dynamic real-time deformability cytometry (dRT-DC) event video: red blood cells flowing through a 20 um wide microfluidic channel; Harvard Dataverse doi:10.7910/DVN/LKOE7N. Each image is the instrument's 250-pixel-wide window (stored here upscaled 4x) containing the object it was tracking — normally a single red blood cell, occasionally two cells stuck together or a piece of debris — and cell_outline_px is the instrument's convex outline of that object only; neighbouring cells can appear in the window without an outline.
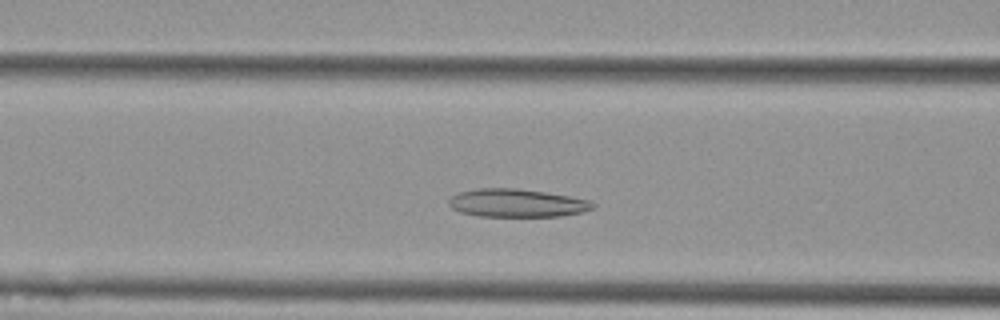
{"species": "Egyptian fruit bat (a non-hibernating species)", "species_latin": "Rousettus aegyptiacus", "temperature_condition": "cold", "stored_images_in_passage": 39, "segment_of_instrument_passage": [1, 2], "camera_frame_rate_fps": 3000, "um_per_image_px": 0.085, "animal": {"sex": "female"}, "frame": {"image": 1, "passage_image": 9, "time_ms": 2.667, "image_size_px": [1000, 320], "cell_outline_px": [[596, 208], [584, 212], [560, 216], [476, 216], [460, 212], [452, 208], [448, 204], [448, 200], [452, 196], [460, 192], [476, 188], [516, 188], [544, 192], [568, 196], [588, 200], [596, 204]], "centroid_in_image_um": [43.93, 17.26], "position_along_channel_um": 122.7, "area_um2": 23.64}}
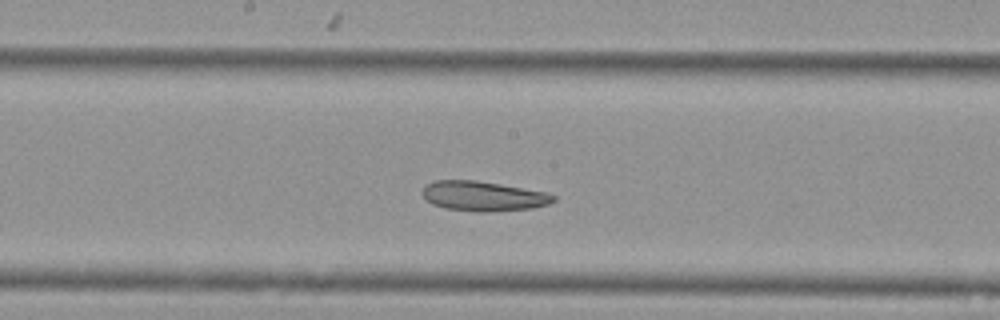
{"frame": {"image": 2, "passage_image": 16, "time_ms": 5.0, "image_size_px": [1000, 320], "cell_outline_px": [[556, 200], [548, 204], [532, 208], [484, 212], [476, 212], [444, 208], [432, 204], [424, 200], [420, 192], [424, 184], [436, 180], [476, 180], [500, 184], [544, 192], [556, 196]], "centroid_in_image_um": [40.99, 16.67], "position_along_channel_um": 207.2, "area_um2": 22.95}}
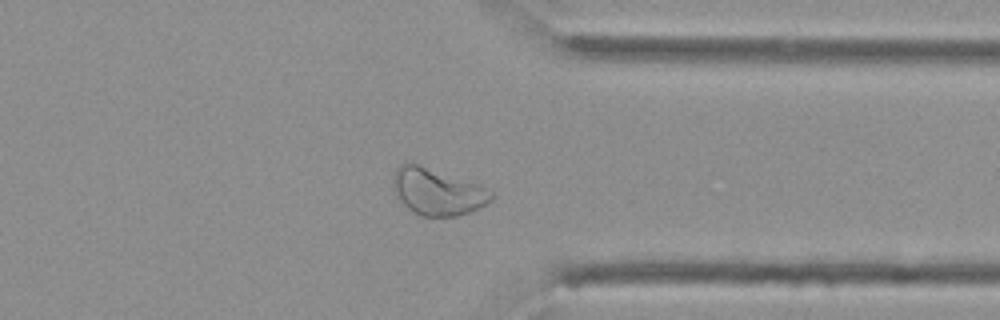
{"frame": {"image": 3, "passage_image": 30, "time_ms": 9.667, "image_size_px": [1000, 320], "cell_outline_px": [[496, 196], [492, 200], [468, 212], [456, 216], [420, 216], [408, 208], [400, 200], [392, 184], [392, 176], [396, 168], [404, 160], [480, 184], [496, 192]], "centroid_in_image_um": [37.18, 16.27], "position_along_channel_um": 374.2, "area_um2": 26.82}}